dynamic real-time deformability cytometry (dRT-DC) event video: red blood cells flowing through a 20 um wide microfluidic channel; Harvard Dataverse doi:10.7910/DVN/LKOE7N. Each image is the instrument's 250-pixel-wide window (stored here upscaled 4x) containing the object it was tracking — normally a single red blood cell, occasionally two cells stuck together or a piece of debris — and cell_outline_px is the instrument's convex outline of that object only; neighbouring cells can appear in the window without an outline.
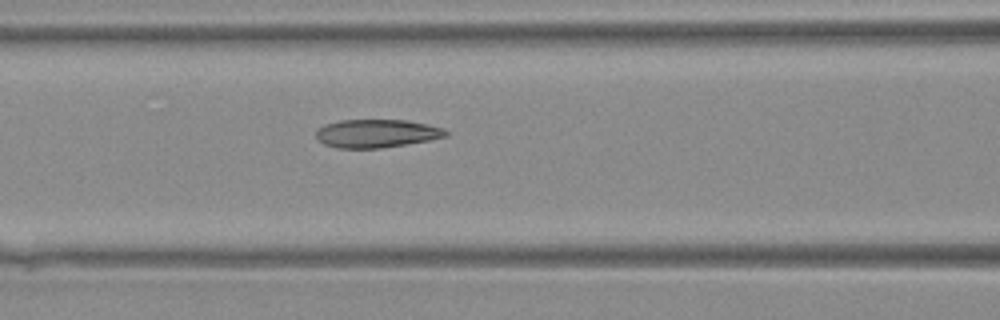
{"species": "Egyptian fruit bat (a non-hibernating species)", "species_latin": "Rousettus aegyptiacus", "temperature_condition": "warm", "stored_images_in_passage": 5, "camera_frame_rate_fps": 3000, "um_per_image_px": 0.085, "animal": {"sex": "female"}, "frame": {"image": 1, "passage_image": 5, "time_ms": 1.333, "image_size_px": [1000, 320], "cell_outline_px": [[448, 136], [428, 140], [380, 148], [336, 148], [324, 144], [316, 140], [316, 128], [324, 124], [340, 120], [408, 120], [428, 124], [444, 128], [448, 132]], "centroid_in_image_um": [31.97, 11.33], "position_along_channel_um": 134.6, "area_um2": 21.5}}